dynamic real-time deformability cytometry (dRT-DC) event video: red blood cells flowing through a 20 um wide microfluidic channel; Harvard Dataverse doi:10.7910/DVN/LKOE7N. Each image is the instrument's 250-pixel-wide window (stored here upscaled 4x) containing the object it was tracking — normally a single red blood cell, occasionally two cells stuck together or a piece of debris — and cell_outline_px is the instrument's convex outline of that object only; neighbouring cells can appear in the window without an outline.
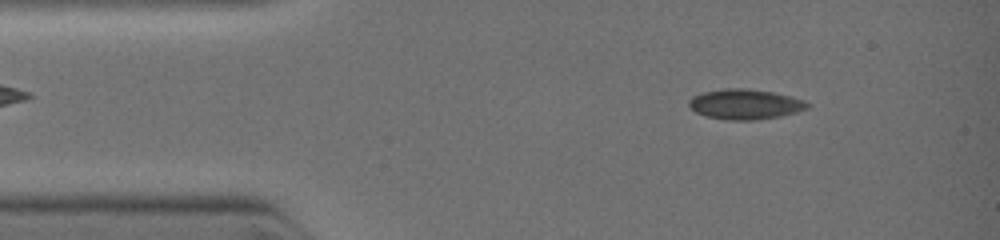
{"species": "common noctule bat (a hibernating species)", "species_latin": "Nyctalus noctula", "temperature_condition": "warm", "stored_images_in_passage": 8, "camera_frame_rate_fps": 3000, "um_per_image_px": 0.085, "animal": {"sex": "female", "body_mass_g": 19.0, "forearm_length_mm": 51.5}, "frame": {"image": 1, "passage_image": 5, "time_ms": 1.0, "image_size_px": [1000, 240], "cell_outline_px": [[808, 108], [796, 112], [780, 116], [756, 120], [728, 120], [704, 116], [696, 112], [688, 104], [688, 100], [692, 96], [704, 92], [724, 88], [748, 88], [772, 92], [804, 100], [808, 104]], "centroid_in_image_um": [63.3, 8.86], "position_along_channel_um": 21.7, "area_um2": 20.75}}
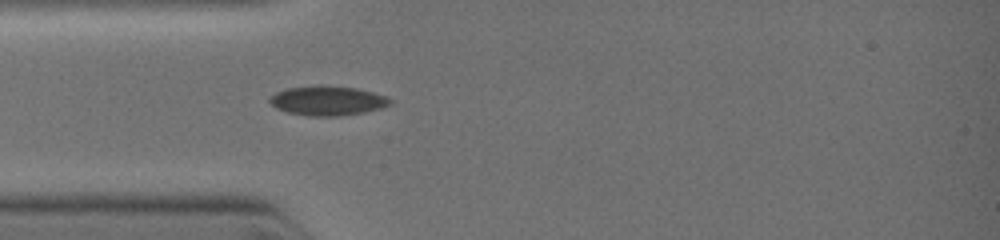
{"frame": {"image": 2, "passage_image": 8, "time_ms": 2.667, "image_size_px": [1000, 240], "cell_outline_px": [[392, 104], [380, 108], [360, 112], [336, 116], [308, 116], [288, 112], [276, 108], [268, 100], [276, 92], [288, 88], [356, 88], [388, 96], [392, 100]], "centroid_in_image_um": [27.87, 8.6], "position_along_channel_um": 57.1, "area_um2": 19.65}}